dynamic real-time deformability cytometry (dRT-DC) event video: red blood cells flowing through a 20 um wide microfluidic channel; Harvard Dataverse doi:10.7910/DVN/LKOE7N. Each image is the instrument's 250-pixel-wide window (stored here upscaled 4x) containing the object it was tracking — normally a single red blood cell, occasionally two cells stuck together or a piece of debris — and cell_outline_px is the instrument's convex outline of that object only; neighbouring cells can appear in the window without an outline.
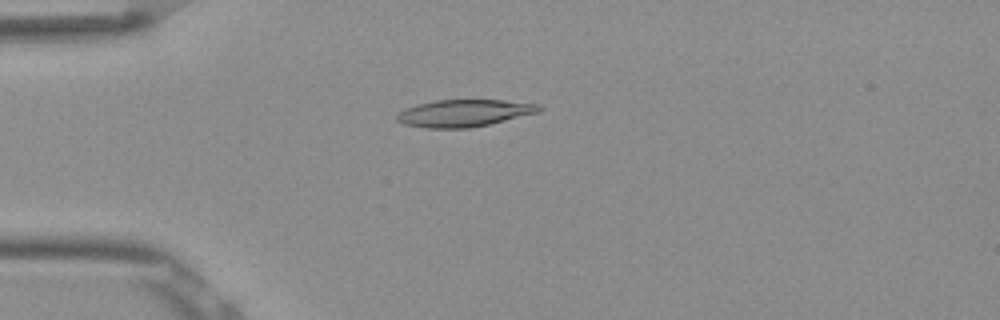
{"species": "Egyptian fruit bat (a non-hibernating species)", "species_latin": "Rousettus aegyptiacus", "temperature_condition": "room temperature", "stored_images_in_passage": 6, "camera_frame_rate_fps": 3000, "um_per_image_px": 0.085, "frame": {"image": 1, "passage_image": 3, "time_ms": 0.667, "image_size_px": [1000, 320], "cell_outline_px": [[544, 108], [540, 112], [488, 124], [468, 128], [424, 128], [404, 124], [396, 120], [396, 116], [404, 108], [416, 104], [436, 100], [504, 100], [540, 104]], "centroid_in_image_um": [39.45, 9.61], "position_along_channel_um": 45.6, "area_um2": 22.54}}